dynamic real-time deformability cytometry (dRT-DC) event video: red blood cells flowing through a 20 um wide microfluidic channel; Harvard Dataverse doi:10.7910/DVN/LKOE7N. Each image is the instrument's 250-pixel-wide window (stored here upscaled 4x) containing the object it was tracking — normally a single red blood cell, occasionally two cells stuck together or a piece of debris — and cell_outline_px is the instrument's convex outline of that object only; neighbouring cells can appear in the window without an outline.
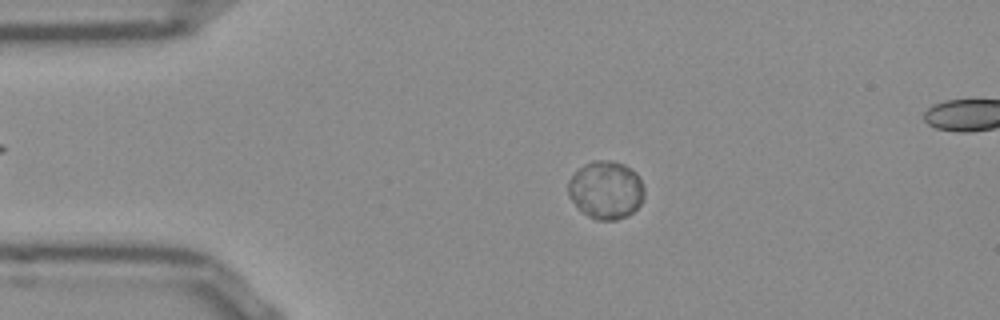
{"species": "Egyptian fruit bat (a non-hibernating species)", "species_latin": "Rousettus aegyptiacus", "temperature_condition": "room temperature", "stored_images_in_passage": 54, "segment_of_instrument_passage": [1, 2], "camera_frame_rate_fps": 3000, "um_per_image_px": 0.085, "frame": {"image": 1, "passage_image": 11, "time_ms": 3.333, "image_size_px": [1000, 320], "cell_outline_px": [[644, 200], [628, 216], [616, 220], [596, 220], [580, 212], [568, 196], [568, 180], [584, 164], [592, 160], [608, 160], [624, 164], [632, 168], [636, 172], [644, 188]], "centroid_in_image_um": [51.5, 16.16], "position_along_channel_um": 33.5, "area_um2": 26.01}}
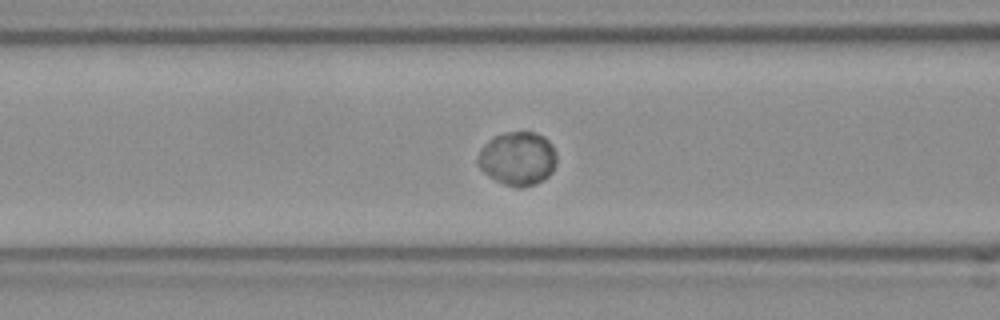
{"frame": {"image": 2, "passage_image": 21, "time_ms": 6.667, "image_size_px": [1000, 320], "cell_outline_px": [[556, 164], [552, 172], [544, 180], [536, 184], [520, 188], [516, 188], [504, 184], [488, 176], [476, 164], [476, 160], [480, 148], [484, 144], [496, 136], [504, 132], [536, 132], [544, 136], [552, 144], [556, 152]], "centroid_in_image_um": [44.0, 13.48], "position_along_channel_um": 122.6, "area_um2": 24.97}}
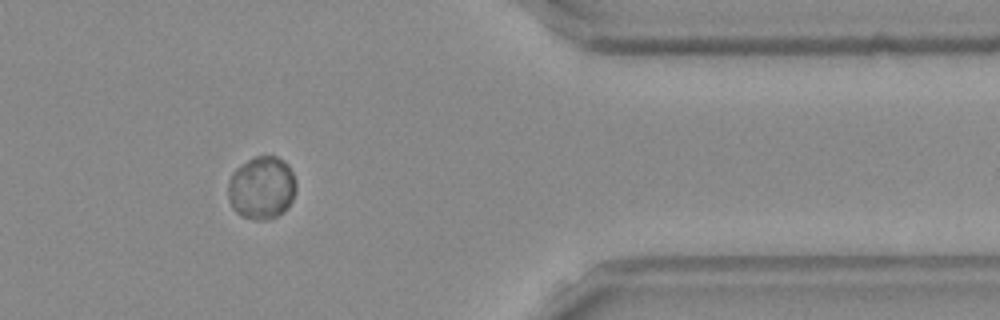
{"frame": {"image": 3, "passage_image": 44, "time_ms": 14.333, "image_size_px": [1000, 320], "cell_outline_px": [[296, 188], [292, 200], [288, 208], [284, 212], [268, 220], [252, 220], [240, 216], [232, 208], [228, 200], [228, 180], [232, 172], [236, 168], [248, 160], [256, 156], [276, 156], [284, 160], [288, 164], [296, 180]], "centroid_in_image_um": [22.23, 15.98], "position_along_channel_um": 389.2, "area_um2": 25.37}}